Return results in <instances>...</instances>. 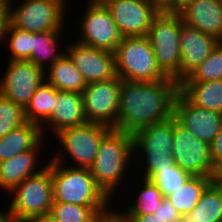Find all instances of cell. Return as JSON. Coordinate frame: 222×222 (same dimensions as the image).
Returning a JSON list of instances; mask_svg holds the SVG:
<instances>
[{"mask_svg":"<svg viewBox=\"0 0 222 222\" xmlns=\"http://www.w3.org/2000/svg\"><path fill=\"white\" fill-rule=\"evenodd\" d=\"M212 160L215 170L221 175L222 174V125L219 133L211 144Z\"/></svg>","mask_w":222,"mask_h":222,"instance_id":"obj_35","label":"cell"},{"mask_svg":"<svg viewBox=\"0 0 222 222\" xmlns=\"http://www.w3.org/2000/svg\"><path fill=\"white\" fill-rule=\"evenodd\" d=\"M109 207H84L72 203L53 202L51 214L60 222H95Z\"/></svg>","mask_w":222,"mask_h":222,"instance_id":"obj_29","label":"cell"},{"mask_svg":"<svg viewBox=\"0 0 222 222\" xmlns=\"http://www.w3.org/2000/svg\"><path fill=\"white\" fill-rule=\"evenodd\" d=\"M85 123L87 120L83 109L82 93L59 91L55 88L54 110L44 123L45 125L41 126L43 137L50 135L45 134L48 132L45 130L46 128L51 129L49 131L55 135L65 128L80 126Z\"/></svg>","mask_w":222,"mask_h":222,"instance_id":"obj_18","label":"cell"},{"mask_svg":"<svg viewBox=\"0 0 222 222\" xmlns=\"http://www.w3.org/2000/svg\"><path fill=\"white\" fill-rule=\"evenodd\" d=\"M7 64L0 78V94L25 109L45 81V70L29 60H8Z\"/></svg>","mask_w":222,"mask_h":222,"instance_id":"obj_14","label":"cell"},{"mask_svg":"<svg viewBox=\"0 0 222 222\" xmlns=\"http://www.w3.org/2000/svg\"><path fill=\"white\" fill-rule=\"evenodd\" d=\"M55 105V87L43 81L35 90L25 108L26 120L40 127L51 116Z\"/></svg>","mask_w":222,"mask_h":222,"instance_id":"obj_27","label":"cell"},{"mask_svg":"<svg viewBox=\"0 0 222 222\" xmlns=\"http://www.w3.org/2000/svg\"><path fill=\"white\" fill-rule=\"evenodd\" d=\"M179 39L181 82L210 55L220 41L184 24Z\"/></svg>","mask_w":222,"mask_h":222,"instance_id":"obj_17","label":"cell"},{"mask_svg":"<svg viewBox=\"0 0 222 222\" xmlns=\"http://www.w3.org/2000/svg\"><path fill=\"white\" fill-rule=\"evenodd\" d=\"M179 91L195 106L222 113V79L180 82Z\"/></svg>","mask_w":222,"mask_h":222,"instance_id":"obj_22","label":"cell"},{"mask_svg":"<svg viewBox=\"0 0 222 222\" xmlns=\"http://www.w3.org/2000/svg\"><path fill=\"white\" fill-rule=\"evenodd\" d=\"M95 222H128V219L120 212V210H112L111 208L107 212L101 214Z\"/></svg>","mask_w":222,"mask_h":222,"instance_id":"obj_38","label":"cell"},{"mask_svg":"<svg viewBox=\"0 0 222 222\" xmlns=\"http://www.w3.org/2000/svg\"><path fill=\"white\" fill-rule=\"evenodd\" d=\"M45 80L59 91L82 93L87 85L66 54L46 68Z\"/></svg>","mask_w":222,"mask_h":222,"instance_id":"obj_25","label":"cell"},{"mask_svg":"<svg viewBox=\"0 0 222 222\" xmlns=\"http://www.w3.org/2000/svg\"><path fill=\"white\" fill-rule=\"evenodd\" d=\"M178 14L184 25L222 42V0H193Z\"/></svg>","mask_w":222,"mask_h":222,"instance_id":"obj_19","label":"cell"},{"mask_svg":"<svg viewBox=\"0 0 222 222\" xmlns=\"http://www.w3.org/2000/svg\"><path fill=\"white\" fill-rule=\"evenodd\" d=\"M9 194L13 196L6 209L10 222H30L50 213L53 205L50 158L38 174L26 178Z\"/></svg>","mask_w":222,"mask_h":222,"instance_id":"obj_5","label":"cell"},{"mask_svg":"<svg viewBox=\"0 0 222 222\" xmlns=\"http://www.w3.org/2000/svg\"><path fill=\"white\" fill-rule=\"evenodd\" d=\"M70 42L64 47L66 55L82 74L86 84L117 77L113 52L80 44L75 39Z\"/></svg>","mask_w":222,"mask_h":222,"instance_id":"obj_15","label":"cell"},{"mask_svg":"<svg viewBox=\"0 0 222 222\" xmlns=\"http://www.w3.org/2000/svg\"><path fill=\"white\" fill-rule=\"evenodd\" d=\"M140 186L136 189V195L133 201H129L125 210L120 211L123 215H145L152 214L161 204L164 196L157 185L146 178L140 177ZM142 184V185H141ZM141 187V188H140Z\"/></svg>","mask_w":222,"mask_h":222,"instance_id":"obj_28","label":"cell"},{"mask_svg":"<svg viewBox=\"0 0 222 222\" xmlns=\"http://www.w3.org/2000/svg\"><path fill=\"white\" fill-rule=\"evenodd\" d=\"M175 222H186L182 217H180L178 220H176Z\"/></svg>","mask_w":222,"mask_h":222,"instance_id":"obj_42","label":"cell"},{"mask_svg":"<svg viewBox=\"0 0 222 222\" xmlns=\"http://www.w3.org/2000/svg\"><path fill=\"white\" fill-rule=\"evenodd\" d=\"M82 16L77 19V25L80 29L76 42L114 52L117 45L121 42L123 36L112 19L111 13L103 2H87Z\"/></svg>","mask_w":222,"mask_h":222,"instance_id":"obj_11","label":"cell"},{"mask_svg":"<svg viewBox=\"0 0 222 222\" xmlns=\"http://www.w3.org/2000/svg\"><path fill=\"white\" fill-rule=\"evenodd\" d=\"M222 79V42L181 82H205Z\"/></svg>","mask_w":222,"mask_h":222,"instance_id":"obj_30","label":"cell"},{"mask_svg":"<svg viewBox=\"0 0 222 222\" xmlns=\"http://www.w3.org/2000/svg\"><path fill=\"white\" fill-rule=\"evenodd\" d=\"M214 181L204 176H191L188 181L166 198L176 208L180 215L191 212L200 201L205 189Z\"/></svg>","mask_w":222,"mask_h":222,"instance_id":"obj_26","label":"cell"},{"mask_svg":"<svg viewBox=\"0 0 222 222\" xmlns=\"http://www.w3.org/2000/svg\"><path fill=\"white\" fill-rule=\"evenodd\" d=\"M43 138L41 127L28 121L12 129L0 138V162L32 150Z\"/></svg>","mask_w":222,"mask_h":222,"instance_id":"obj_21","label":"cell"},{"mask_svg":"<svg viewBox=\"0 0 222 222\" xmlns=\"http://www.w3.org/2000/svg\"><path fill=\"white\" fill-rule=\"evenodd\" d=\"M181 217L186 222H222V179L214 180L195 208Z\"/></svg>","mask_w":222,"mask_h":222,"instance_id":"obj_23","label":"cell"},{"mask_svg":"<svg viewBox=\"0 0 222 222\" xmlns=\"http://www.w3.org/2000/svg\"><path fill=\"white\" fill-rule=\"evenodd\" d=\"M45 139L48 142V138H43L32 150L0 162V189L6 190L8 193L26 178L38 174L46 166L47 163L39 168L40 164L37 163L41 154L40 149L42 150L43 144L46 143Z\"/></svg>","mask_w":222,"mask_h":222,"instance_id":"obj_20","label":"cell"},{"mask_svg":"<svg viewBox=\"0 0 222 222\" xmlns=\"http://www.w3.org/2000/svg\"><path fill=\"white\" fill-rule=\"evenodd\" d=\"M128 222H165L161 217L158 215L152 214H145V215H124Z\"/></svg>","mask_w":222,"mask_h":222,"instance_id":"obj_39","label":"cell"},{"mask_svg":"<svg viewBox=\"0 0 222 222\" xmlns=\"http://www.w3.org/2000/svg\"><path fill=\"white\" fill-rule=\"evenodd\" d=\"M8 24V2L7 0H0V45L3 43Z\"/></svg>","mask_w":222,"mask_h":222,"instance_id":"obj_37","label":"cell"},{"mask_svg":"<svg viewBox=\"0 0 222 222\" xmlns=\"http://www.w3.org/2000/svg\"><path fill=\"white\" fill-rule=\"evenodd\" d=\"M132 157L133 134L111 129L102 138L97 156L89 170L97 185L112 202L116 189L120 188V183L127 178L126 172L129 171L131 162L133 163Z\"/></svg>","mask_w":222,"mask_h":222,"instance_id":"obj_2","label":"cell"},{"mask_svg":"<svg viewBox=\"0 0 222 222\" xmlns=\"http://www.w3.org/2000/svg\"><path fill=\"white\" fill-rule=\"evenodd\" d=\"M88 2H102L103 0H87Z\"/></svg>","mask_w":222,"mask_h":222,"instance_id":"obj_43","label":"cell"},{"mask_svg":"<svg viewBox=\"0 0 222 222\" xmlns=\"http://www.w3.org/2000/svg\"><path fill=\"white\" fill-rule=\"evenodd\" d=\"M193 0H159L161 12L178 14Z\"/></svg>","mask_w":222,"mask_h":222,"instance_id":"obj_36","label":"cell"},{"mask_svg":"<svg viewBox=\"0 0 222 222\" xmlns=\"http://www.w3.org/2000/svg\"><path fill=\"white\" fill-rule=\"evenodd\" d=\"M123 37L146 36L159 0H103Z\"/></svg>","mask_w":222,"mask_h":222,"instance_id":"obj_13","label":"cell"},{"mask_svg":"<svg viewBox=\"0 0 222 222\" xmlns=\"http://www.w3.org/2000/svg\"><path fill=\"white\" fill-rule=\"evenodd\" d=\"M13 1L7 0L12 27L33 33L55 31L64 30L65 22L69 21L65 19L69 8L63 0H24L15 7Z\"/></svg>","mask_w":222,"mask_h":222,"instance_id":"obj_9","label":"cell"},{"mask_svg":"<svg viewBox=\"0 0 222 222\" xmlns=\"http://www.w3.org/2000/svg\"><path fill=\"white\" fill-rule=\"evenodd\" d=\"M173 129L174 116L162 122L143 127L133 134V158L135 162L137 157L144 158L139 160L140 165L138 163L133 165L134 167H142V162L144 163L143 172H137V174L142 175L141 177L150 180L158 171L173 168L176 165L173 157Z\"/></svg>","mask_w":222,"mask_h":222,"instance_id":"obj_4","label":"cell"},{"mask_svg":"<svg viewBox=\"0 0 222 222\" xmlns=\"http://www.w3.org/2000/svg\"><path fill=\"white\" fill-rule=\"evenodd\" d=\"M26 122L25 109L0 94V138Z\"/></svg>","mask_w":222,"mask_h":222,"instance_id":"obj_32","label":"cell"},{"mask_svg":"<svg viewBox=\"0 0 222 222\" xmlns=\"http://www.w3.org/2000/svg\"><path fill=\"white\" fill-rule=\"evenodd\" d=\"M183 22L179 14L159 12L152 20L147 38L160 69L180 83L179 34Z\"/></svg>","mask_w":222,"mask_h":222,"instance_id":"obj_8","label":"cell"},{"mask_svg":"<svg viewBox=\"0 0 222 222\" xmlns=\"http://www.w3.org/2000/svg\"><path fill=\"white\" fill-rule=\"evenodd\" d=\"M117 76L130 82H154L168 77L158 66L147 36L123 37L115 49Z\"/></svg>","mask_w":222,"mask_h":222,"instance_id":"obj_6","label":"cell"},{"mask_svg":"<svg viewBox=\"0 0 222 222\" xmlns=\"http://www.w3.org/2000/svg\"><path fill=\"white\" fill-rule=\"evenodd\" d=\"M110 130L111 128L105 125L91 122L60 130L54 135L60 148L50 160L67 165L65 160L69 157V159L72 158L73 162L70 163L73 165L67 166L89 169L97 156L102 138Z\"/></svg>","mask_w":222,"mask_h":222,"instance_id":"obj_7","label":"cell"},{"mask_svg":"<svg viewBox=\"0 0 222 222\" xmlns=\"http://www.w3.org/2000/svg\"><path fill=\"white\" fill-rule=\"evenodd\" d=\"M4 41L11 53L10 55L8 54L10 60H28L30 58L32 52V32L24 31L8 24Z\"/></svg>","mask_w":222,"mask_h":222,"instance_id":"obj_31","label":"cell"},{"mask_svg":"<svg viewBox=\"0 0 222 222\" xmlns=\"http://www.w3.org/2000/svg\"><path fill=\"white\" fill-rule=\"evenodd\" d=\"M0 222H10L7 210L0 209Z\"/></svg>","mask_w":222,"mask_h":222,"instance_id":"obj_41","label":"cell"},{"mask_svg":"<svg viewBox=\"0 0 222 222\" xmlns=\"http://www.w3.org/2000/svg\"><path fill=\"white\" fill-rule=\"evenodd\" d=\"M53 202L84 207H108L111 199L97 185L87 168H76L51 161Z\"/></svg>","mask_w":222,"mask_h":222,"instance_id":"obj_3","label":"cell"},{"mask_svg":"<svg viewBox=\"0 0 222 222\" xmlns=\"http://www.w3.org/2000/svg\"><path fill=\"white\" fill-rule=\"evenodd\" d=\"M179 83L174 79L154 82L122 80L115 130L134 134L143 127L173 116Z\"/></svg>","mask_w":222,"mask_h":222,"instance_id":"obj_1","label":"cell"},{"mask_svg":"<svg viewBox=\"0 0 222 222\" xmlns=\"http://www.w3.org/2000/svg\"><path fill=\"white\" fill-rule=\"evenodd\" d=\"M173 157L175 164L191 176H204L217 180L221 175L215 170L211 144L196 138L174 117Z\"/></svg>","mask_w":222,"mask_h":222,"instance_id":"obj_10","label":"cell"},{"mask_svg":"<svg viewBox=\"0 0 222 222\" xmlns=\"http://www.w3.org/2000/svg\"><path fill=\"white\" fill-rule=\"evenodd\" d=\"M30 222H60V221L56 219L53 214L46 213L42 216L32 219Z\"/></svg>","mask_w":222,"mask_h":222,"instance_id":"obj_40","label":"cell"},{"mask_svg":"<svg viewBox=\"0 0 222 222\" xmlns=\"http://www.w3.org/2000/svg\"><path fill=\"white\" fill-rule=\"evenodd\" d=\"M173 116L192 134L212 144L222 125V113L193 105L180 91L174 101Z\"/></svg>","mask_w":222,"mask_h":222,"instance_id":"obj_16","label":"cell"},{"mask_svg":"<svg viewBox=\"0 0 222 222\" xmlns=\"http://www.w3.org/2000/svg\"><path fill=\"white\" fill-rule=\"evenodd\" d=\"M64 31L32 32V52L28 60L46 70V67L61 59L66 54L65 50L61 52L59 49L62 48L59 40H62Z\"/></svg>","mask_w":222,"mask_h":222,"instance_id":"obj_24","label":"cell"},{"mask_svg":"<svg viewBox=\"0 0 222 222\" xmlns=\"http://www.w3.org/2000/svg\"><path fill=\"white\" fill-rule=\"evenodd\" d=\"M190 177L189 173L174 165L173 168H165L158 171L150 180L157 185L162 195L167 197L175 192L176 189L182 187Z\"/></svg>","mask_w":222,"mask_h":222,"instance_id":"obj_33","label":"cell"},{"mask_svg":"<svg viewBox=\"0 0 222 222\" xmlns=\"http://www.w3.org/2000/svg\"><path fill=\"white\" fill-rule=\"evenodd\" d=\"M122 80L116 78L87 84L82 92L87 122L105 125L115 130Z\"/></svg>","mask_w":222,"mask_h":222,"instance_id":"obj_12","label":"cell"},{"mask_svg":"<svg viewBox=\"0 0 222 222\" xmlns=\"http://www.w3.org/2000/svg\"><path fill=\"white\" fill-rule=\"evenodd\" d=\"M154 214L161 217L165 222H175L181 217L180 213L166 197L162 199L159 208L155 210Z\"/></svg>","mask_w":222,"mask_h":222,"instance_id":"obj_34","label":"cell"}]
</instances>
